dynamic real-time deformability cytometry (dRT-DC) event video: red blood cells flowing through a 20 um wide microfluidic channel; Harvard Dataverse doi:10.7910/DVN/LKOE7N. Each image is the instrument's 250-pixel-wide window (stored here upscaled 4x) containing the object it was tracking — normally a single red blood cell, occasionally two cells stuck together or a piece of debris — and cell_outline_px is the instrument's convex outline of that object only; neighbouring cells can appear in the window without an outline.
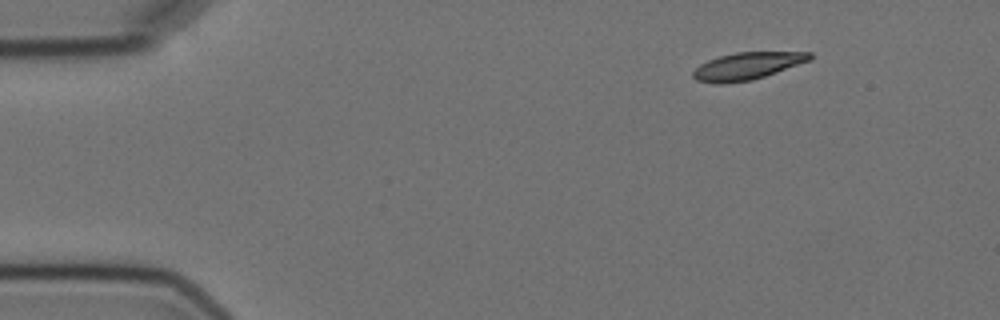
{"species": "Egyptian fruit bat (a non-hibernating species)", "species_latin": "Rousettus aegyptiacus", "temperature_condition": "cold", "stored_images_in_passage": 3, "camera_frame_rate_fps": 3000, "um_per_image_px": 0.085, "animal": {"sex": "female"}, "frame": {"image": 1, "passage_image": 1, "time_ms": 0.0, "image_size_px": [1000, 320], "cell_outline_px": [[812, 60], [752, 80], [724, 84], [720, 84], [696, 80], [692, 76], [692, 72], [700, 64], [708, 60], [720, 56], [736, 52], [812, 52]], "centroid_in_image_um": [63.51, 5.61], "position_along_channel_um": 21.5, "area_um2": 18.5}}